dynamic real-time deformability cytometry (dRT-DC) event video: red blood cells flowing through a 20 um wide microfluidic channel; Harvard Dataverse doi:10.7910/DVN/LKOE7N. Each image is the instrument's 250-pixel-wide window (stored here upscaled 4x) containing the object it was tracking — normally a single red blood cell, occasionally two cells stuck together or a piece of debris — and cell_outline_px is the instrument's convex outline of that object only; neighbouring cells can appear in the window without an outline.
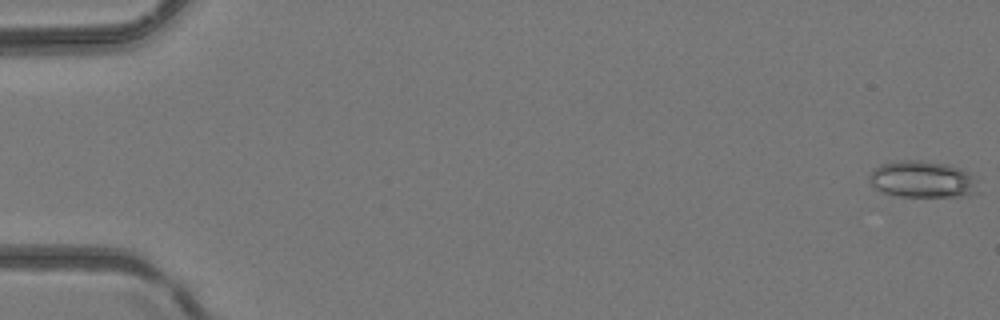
{"species": "common noctule bat (a hibernating species)", "species_latin": "Nyctalus noctula", "temperature_condition": "room temperature", "stored_images_in_passage": 49, "camera_frame_rate_fps": 3000, "um_per_image_px": 0.085, "animal": {"sex": "female", "body_mass_g": 24.6, "forearm_length_mm": 56.2}, "frame": {"image": 1, "passage_image": 1, "time_ms": 0.0, "image_size_px": [1000, 320], "cell_outline_px": [[980, 192], [964, 196], [896, 196], [872, 188], [868, 180], [868, 176], [872, 168], [880, 164], [900, 160], [920, 160], [948, 164], [960, 168], [968, 172], [972, 176]], "centroid_in_image_um": [78.35, 15.24], "position_along_channel_um": 6.6, "area_um2": 23.58}}
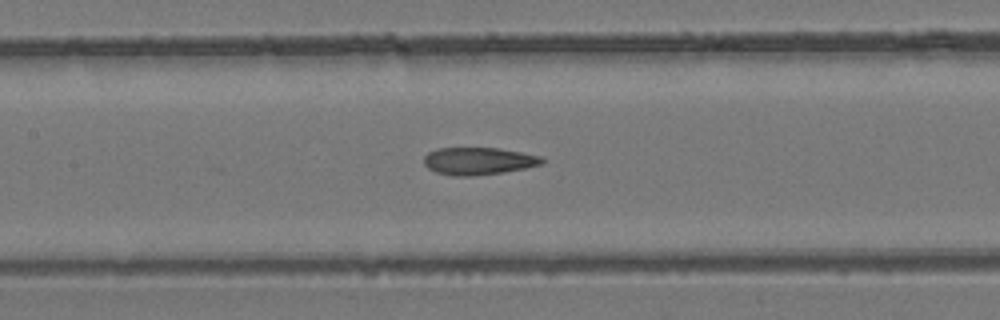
{"frame": {"image": 2, "passage_image": 24, "time_ms": 7.667, "image_size_px": [1000, 320], "cell_outline_px": [[548, 160], [544, 164], [504, 172], [472, 176], [456, 176], [436, 172], [428, 168], [424, 164], [424, 156], [428, 152], [436, 148], [500, 148], [544, 156]], "centroid_in_image_um": [40.73, 13.68], "position_along_channel_um": 166.7, "area_um2": 19.13}}
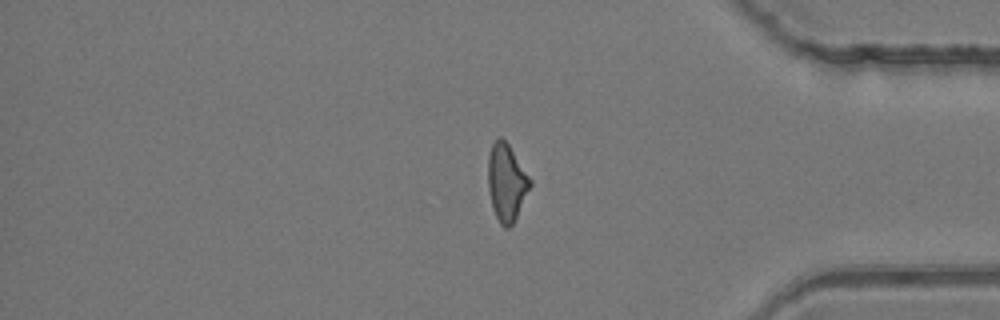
{"frame": {"image": 3, "passage_image": 41, "time_ms": 13.333, "image_size_px": [1000, 320], "cell_outline_px": [[532, 184], [512, 224], [508, 228], [504, 228], [500, 224], [492, 208], [488, 188], [488, 156], [492, 144], [500, 136], [508, 144], [532, 180]], "centroid_in_image_um": [43.04, 15.51], "position_along_channel_um": 392.2, "area_um2": 18.73}}